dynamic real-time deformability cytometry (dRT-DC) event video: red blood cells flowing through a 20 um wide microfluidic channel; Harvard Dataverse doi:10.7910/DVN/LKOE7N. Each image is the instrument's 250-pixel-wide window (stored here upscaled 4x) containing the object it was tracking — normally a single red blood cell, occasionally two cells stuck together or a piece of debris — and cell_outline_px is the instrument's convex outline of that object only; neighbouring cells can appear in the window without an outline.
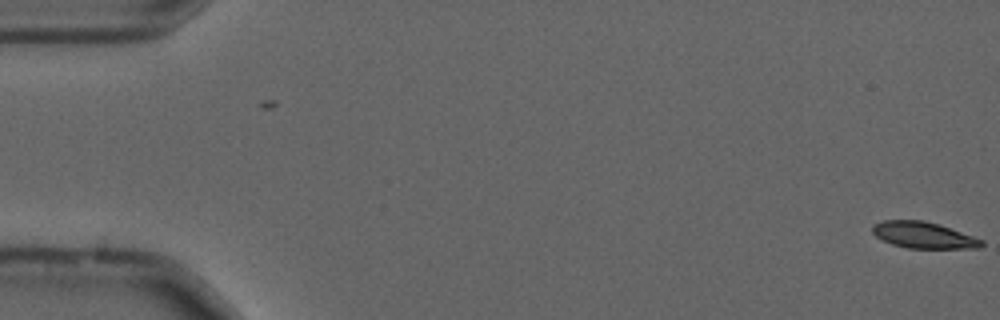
{"species": "common noctule bat (a hibernating species)", "species_latin": "Nyctalus noctula", "temperature_condition": "cold", "stored_images_in_passage": 5, "camera_frame_rate_fps": 3000, "um_per_image_px": 0.085, "animal": {"sex": "male", "forearm_length_mm": 52.5}, "frame": {"image": 1, "passage_image": 5, "time_ms": 1.333, "image_size_px": [1000, 320], "cell_outline_px": [[984, 244], [980, 248], [908, 248], [892, 244], [876, 236], [872, 232], [872, 224], [884, 220], [924, 220], [940, 224], [984, 240]], "centroid_in_image_um": [78.51, 19.98], "position_along_channel_um": 6.5, "area_um2": 16.82}}